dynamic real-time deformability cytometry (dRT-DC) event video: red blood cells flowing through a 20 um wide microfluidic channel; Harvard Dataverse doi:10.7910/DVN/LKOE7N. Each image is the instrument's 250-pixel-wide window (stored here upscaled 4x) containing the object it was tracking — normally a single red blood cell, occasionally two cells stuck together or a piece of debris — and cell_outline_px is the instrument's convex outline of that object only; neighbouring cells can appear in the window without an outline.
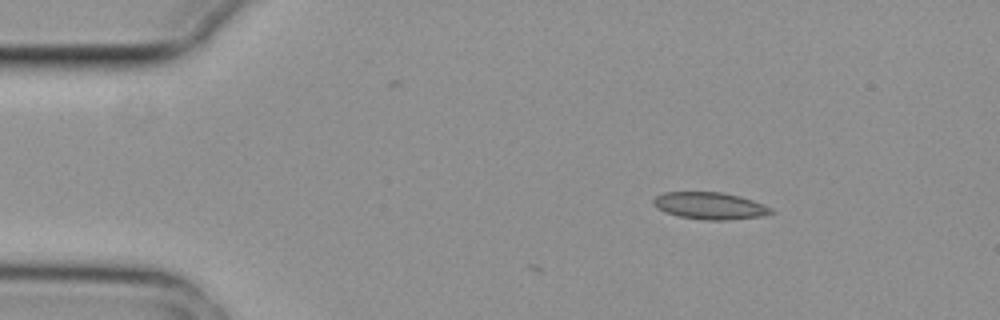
{"species": "common noctule bat (a hibernating species)", "species_latin": "Nyctalus noctula", "temperature_condition": "cold", "stored_images_in_passage": 3, "camera_frame_rate_fps": 3000, "um_per_image_px": 0.085, "animal": {"sex": "female", "body_mass_g": 29.2, "forearm_length_mm": 56.3}, "frame": {"image": 1, "passage_image": 1, "time_ms": 0.0, "image_size_px": [1000, 320], "cell_outline_px": [[776, 212], [764, 216], [728, 220], [704, 220], [680, 216], [664, 212], [652, 204], [652, 200], [656, 196], [664, 192], [720, 192], [740, 196], [764, 204], [772, 208]], "centroid_in_image_um": [60.37, 17.49], "position_along_channel_um": 24.6, "area_um2": 18.67}}